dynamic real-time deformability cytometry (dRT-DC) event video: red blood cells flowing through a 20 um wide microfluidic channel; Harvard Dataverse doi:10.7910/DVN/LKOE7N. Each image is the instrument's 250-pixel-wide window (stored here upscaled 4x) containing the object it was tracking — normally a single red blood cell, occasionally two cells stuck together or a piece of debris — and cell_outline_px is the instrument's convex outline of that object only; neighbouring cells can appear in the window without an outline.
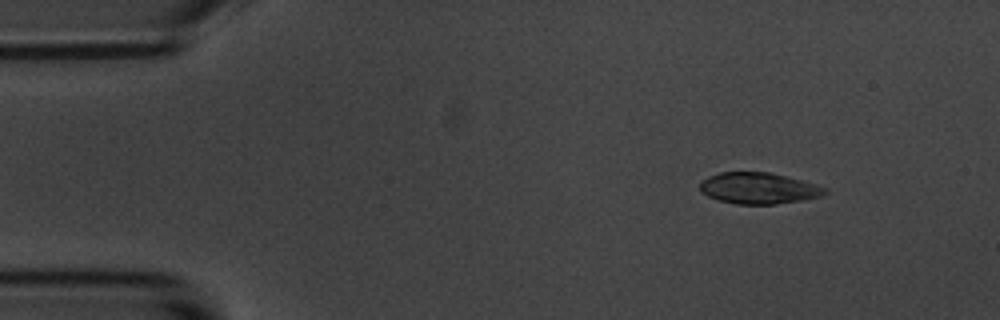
{"species": "common noctule bat (a hibernating species)", "species_latin": "Nyctalus noctula", "temperature_condition": "room temperature", "stored_images_in_passage": 6, "camera_frame_rate_fps": 3000, "um_per_image_px": 0.085, "animal": {"sex": "male", "body_mass_g": 20.1, "forearm_length_mm": 53.5}, "frame": {"image": 1, "passage_image": 2, "time_ms": 1.0, "image_size_px": [1000, 320], "cell_outline_px": [[828, 192], [820, 196], [800, 200], [776, 204], [736, 204], [720, 200], [708, 196], [700, 192], [700, 184], [708, 176], [720, 172], [768, 172], [816, 184], [828, 188]], "centroid_in_image_um": [64.47, 16.0], "position_along_channel_um": 20.5, "area_um2": 22.54}}